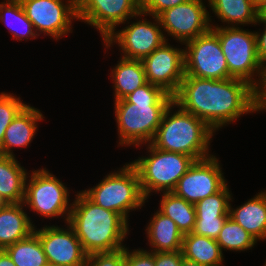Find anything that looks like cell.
I'll list each match as a JSON object with an SVG mask.
<instances>
[{
  "label": "cell",
  "instance_id": "cell-1",
  "mask_svg": "<svg viewBox=\"0 0 266 266\" xmlns=\"http://www.w3.org/2000/svg\"><path fill=\"white\" fill-rule=\"evenodd\" d=\"M173 102L215 132L241 115L257 111L255 89L236 78L216 80L184 76Z\"/></svg>",
  "mask_w": 266,
  "mask_h": 266
},
{
  "label": "cell",
  "instance_id": "cell-2",
  "mask_svg": "<svg viewBox=\"0 0 266 266\" xmlns=\"http://www.w3.org/2000/svg\"><path fill=\"white\" fill-rule=\"evenodd\" d=\"M173 95L160 86L147 82L142 87L115 101V117L121 146L151 143Z\"/></svg>",
  "mask_w": 266,
  "mask_h": 266
},
{
  "label": "cell",
  "instance_id": "cell-3",
  "mask_svg": "<svg viewBox=\"0 0 266 266\" xmlns=\"http://www.w3.org/2000/svg\"><path fill=\"white\" fill-rule=\"evenodd\" d=\"M68 224L74 229L87 255L125 248L128 222L118 213L92 202L82 191L72 202Z\"/></svg>",
  "mask_w": 266,
  "mask_h": 266
},
{
  "label": "cell",
  "instance_id": "cell-4",
  "mask_svg": "<svg viewBox=\"0 0 266 266\" xmlns=\"http://www.w3.org/2000/svg\"><path fill=\"white\" fill-rule=\"evenodd\" d=\"M175 106L173 102L164 112L151 144L159 150L182 153L195 160L209 157V145L215 131L178 106L179 109L172 114Z\"/></svg>",
  "mask_w": 266,
  "mask_h": 266
},
{
  "label": "cell",
  "instance_id": "cell-5",
  "mask_svg": "<svg viewBox=\"0 0 266 266\" xmlns=\"http://www.w3.org/2000/svg\"><path fill=\"white\" fill-rule=\"evenodd\" d=\"M150 156L130 162L137 170L141 190L146 199L151 192H172L179 179L188 171L195 159L189 155L175 153L147 145Z\"/></svg>",
  "mask_w": 266,
  "mask_h": 266
},
{
  "label": "cell",
  "instance_id": "cell-6",
  "mask_svg": "<svg viewBox=\"0 0 266 266\" xmlns=\"http://www.w3.org/2000/svg\"><path fill=\"white\" fill-rule=\"evenodd\" d=\"M82 192L95 204L120 214L127 222L129 211L141 208L147 200L141 190L138 172L131 163Z\"/></svg>",
  "mask_w": 266,
  "mask_h": 266
},
{
  "label": "cell",
  "instance_id": "cell-7",
  "mask_svg": "<svg viewBox=\"0 0 266 266\" xmlns=\"http://www.w3.org/2000/svg\"><path fill=\"white\" fill-rule=\"evenodd\" d=\"M211 29L218 35L230 76L246 81L255 89L263 69L257 54L256 33L240 29L237 25H213ZM254 73L259 75L258 80L254 79Z\"/></svg>",
  "mask_w": 266,
  "mask_h": 266
},
{
  "label": "cell",
  "instance_id": "cell-8",
  "mask_svg": "<svg viewBox=\"0 0 266 266\" xmlns=\"http://www.w3.org/2000/svg\"><path fill=\"white\" fill-rule=\"evenodd\" d=\"M29 177L31 179L26 180L24 205L45 218L66 215L65 221L68 223L72 204L68 202L69 192L64 183L43 168L32 171Z\"/></svg>",
  "mask_w": 266,
  "mask_h": 266
},
{
  "label": "cell",
  "instance_id": "cell-9",
  "mask_svg": "<svg viewBox=\"0 0 266 266\" xmlns=\"http://www.w3.org/2000/svg\"><path fill=\"white\" fill-rule=\"evenodd\" d=\"M184 44L185 76L216 80L232 78L218 35L212 29Z\"/></svg>",
  "mask_w": 266,
  "mask_h": 266
},
{
  "label": "cell",
  "instance_id": "cell-10",
  "mask_svg": "<svg viewBox=\"0 0 266 266\" xmlns=\"http://www.w3.org/2000/svg\"><path fill=\"white\" fill-rule=\"evenodd\" d=\"M77 13V20L95 27L103 40L127 19L145 15L140 0H81Z\"/></svg>",
  "mask_w": 266,
  "mask_h": 266
},
{
  "label": "cell",
  "instance_id": "cell-11",
  "mask_svg": "<svg viewBox=\"0 0 266 266\" xmlns=\"http://www.w3.org/2000/svg\"><path fill=\"white\" fill-rule=\"evenodd\" d=\"M156 23L139 20L123 28L121 31L116 29L103 41L106 47L118 43L122 50V58L142 60L150 55L155 49L168 41L161 30L160 22L157 17L152 16ZM146 20V21H145Z\"/></svg>",
  "mask_w": 266,
  "mask_h": 266
},
{
  "label": "cell",
  "instance_id": "cell-12",
  "mask_svg": "<svg viewBox=\"0 0 266 266\" xmlns=\"http://www.w3.org/2000/svg\"><path fill=\"white\" fill-rule=\"evenodd\" d=\"M24 0L21 4L36 33L58 40L72 32V19H78L77 4L72 0ZM38 30V32H37Z\"/></svg>",
  "mask_w": 266,
  "mask_h": 266
},
{
  "label": "cell",
  "instance_id": "cell-13",
  "mask_svg": "<svg viewBox=\"0 0 266 266\" xmlns=\"http://www.w3.org/2000/svg\"><path fill=\"white\" fill-rule=\"evenodd\" d=\"M210 17L202 0H189L157 16L162 29L181 43L208 32L212 26Z\"/></svg>",
  "mask_w": 266,
  "mask_h": 266
},
{
  "label": "cell",
  "instance_id": "cell-14",
  "mask_svg": "<svg viewBox=\"0 0 266 266\" xmlns=\"http://www.w3.org/2000/svg\"><path fill=\"white\" fill-rule=\"evenodd\" d=\"M220 163L214 155L195 160L172 191L191 204L219 192L225 185Z\"/></svg>",
  "mask_w": 266,
  "mask_h": 266
},
{
  "label": "cell",
  "instance_id": "cell-15",
  "mask_svg": "<svg viewBox=\"0 0 266 266\" xmlns=\"http://www.w3.org/2000/svg\"><path fill=\"white\" fill-rule=\"evenodd\" d=\"M147 82L160 86L174 95L185 76L184 49L164 42L142 60Z\"/></svg>",
  "mask_w": 266,
  "mask_h": 266
},
{
  "label": "cell",
  "instance_id": "cell-16",
  "mask_svg": "<svg viewBox=\"0 0 266 266\" xmlns=\"http://www.w3.org/2000/svg\"><path fill=\"white\" fill-rule=\"evenodd\" d=\"M67 229L58 226L42 227L34 232L40 239L49 265L85 266L87 254L76 237L74 229L67 223Z\"/></svg>",
  "mask_w": 266,
  "mask_h": 266
},
{
  "label": "cell",
  "instance_id": "cell-17",
  "mask_svg": "<svg viewBox=\"0 0 266 266\" xmlns=\"http://www.w3.org/2000/svg\"><path fill=\"white\" fill-rule=\"evenodd\" d=\"M44 117L42 113L30 105H26L5 130L0 154L15 157L12 147H27L37 131V121Z\"/></svg>",
  "mask_w": 266,
  "mask_h": 266
},
{
  "label": "cell",
  "instance_id": "cell-18",
  "mask_svg": "<svg viewBox=\"0 0 266 266\" xmlns=\"http://www.w3.org/2000/svg\"><path fill=\"white\" fill-rule=\"evenodd\" d=\"M24 203H6L0 208V249H5L34 232V224L24 212Z\"/></svg>",
  "mask_w": 266,
  "mask_h": 266
},
{
  "label": "cell",
  "instance_id": "cell-19",
  "mask_svg": "<svg viewBox=\"0 0 266 266\" xmlns=\"http://www.w3.org/2000/svg\"><path fill=\"white\" fill-rule=\"evenodd\" d=\"M229 216L256 240H265L266 192L261 191L236 209L230 204Z\"/></svg>",
  "mask_w": 266,
  "mask_h": 266
},
{
  "label": "cell",
  "instance_id": "cell-20",
  "mask_svg": "<svg viewBox=\"0 0 266 266\" xmlns=\"http://www.w3.org/2000/svg\"><path fill=\"white\" fill-rule=\"evenodd\" d=\"M150 252L182 251L183 233L176 223L159 210L154 213L146 228Z\"/></svg>",
  "mask_w": 266,
  "mask_h": 266
},
{
  "label": "cell",
  "instance_id": "cell-21",
  "mask_svg": "<svg viewBox=\"0 0 266 266\" xmlns=\"http://www.w3.org/2000/svg\"><path fill=\"white\" fill-rule=\"evenodd\" d=\"M27 172L15 157L0 154V200L6 203H23Z\"/></svg>",
  "mask_w": 266,
  "mask_h": 266
},
{
  "label": "cell",
  "instance_id": "cell-22",
  "mask_svg": "<svg viewBox=\"0 0 266 266\" xmlns=\"http://www.w3.org/2000/svg\"><path fill=\"white\" fill-rule=\"evenodd\" d=\"M182 254L187 260L203 266H222L223 253L215 239L195 233L183 236Z\"/></svg>",
  "mask_w": 266,
  "mask_h": 266
},
{
  "label": "cell",
  "instance_id": "cell-23",
  "mask_svg": "<svg viewBox=\"0 0 266 266\" xmlns=\"http://www.w3.org/2000/svg\"><path fill=\"white\" fill-rule=\"evenodd\" d=\"M118 62L111 73L114 83V101L124 99L147 83L141 60L120 58Z\"/></svg>",
  "mask_w": 266,
  "mask_h": 266
},
{
  "label": "cell",
  "instance_id": "cell-24",
  "mask_svg": "<svg viewBox=\"0 0 266 266\" xmlns=\"http://www.w3.org/2000/svg\"><path fill=\"white\" fill-rule=\"evenodd\" d=\"M214 14L229 27L236 24H256L261 12L254 6L252 0H208ZM230 23V24H229ZM235 24V25H234Z\"/></svg>",
  "mask_w": 266,
  "mask_h": 266
},
{
  "label": "cell",
  "instance_id": "cell-25",
  "mask_svg": "<svg viewBox=\"0 0 266 266\" xmlns=\"http://www.w3.org/2000/svg\"><path fill=\"white\" fill-rule=\"evenodd\" d=\"M159 211L171 218L183 235L193 232L196 221L194 204L176 196L173 192H163Z\"/></svg>",
  "mask_w": 266,
  "mask_h": 266
},
{
  "label": "cell",
  "instance_id": "cell-26",
  "mask_svg": "<svg viewBox=\"0 0 266 266\" xmlns=\"http://www.w3.org/2000/svg\"><path fill=\"white\" fill-rule=\"evenodd\" d=\"M16 266H49L35 232L4 249Z\"/></svg>",
  "mask_w": 266,
  "mask_h": 266
},
{
  "label": "cell",
  "instance_id": "cell-27",
  "mask_svg": "<svg viewBox=\"0 0 266 266\" xmlns=\"http://www.w3.org/2000/svg\"><path fill=\"white\" fill-rule=\"evenodd\" d=\"M10 17H12L11 20ZM0 21L9 27V32L12 33L13 38L16 40L36 39L39 36L34 29L33 23L27 18L21 3L6 1L0 3Z\"/></svg>",
  "mask_w": 266,
  "mask_h": 266
},
{
  "label": "cell",
  "instance_id": "cell-28",
  "mask_svg": "<svg viewBox=\"0 0 266 266\" xmlns=\"http://www.w3.org/2000/svg\"><path fill=\"white\" fill-rule=\"evenodd\" d=\"M221 250L244 251L251 249L257 240L230 216L226 219L216 239Z\"/></svg>",
  "mask_w": 266,
  "mask_h": 266
},
{
  "label": "cell",
  "instance_id": "cell-29",
  "mask_svg": "<svg viewBox=\"0 0 266 266\" xmlns=\"http://www.w3.org/2000/svg\"><path fill=\"white\" fill-rule=\"evenodd\" d=\"M227 184L213 195H210L195 206L196 216H229L231 194Z\"/></svg>",
  "mask_w": 266,
  "mask_h": 266
},
{
  "label": "cell",
  "instance_id": "cell-30",
  "mask_svg": "<svg viewBox=\"0 0 266 266\" xmlns=\"http://www.w3.org/2000/svg\"><path fill=\"white\" fill-rule=\"evenodd\" d=\"M26 105L20 98L10 93L2 92L0 94V146L3 142L6 128Z\"/></svg>",
  "mask_w": 266,
  "mask_h": 266
},
{
  "label": "cell",
  "instance_id": "cell-31",
  "mask_svg": "<svg viewBox=\"0 0 266 266\" xmlns=\"http://www.w3.org/2000/svg\"><path fill=\"white\" fill-rule=\"evenodd\" d=\"M228 217L229 216H196L193 233L216 240Z\"/></svg>",
  "mask_w": 266,
  "mask_h": 266
},
{
  "label": "cell",
  "instance_id": "cell-32",
  "mask_svg": "<svg viewBox=\"0 0 266 266\" xmlns=\"http://www.w3.org/2000/svg\"><path fill=\"white\" fill-rule=\"evenodd\" d=\"M125 248L87 255L85 266H124Z\"/></svg>",
  "mask_w": 266,
  "mask_h": 266
},
{
  "label": "cell",
  "instance_id": "cell-33",
  "mask_svg": "<svg viewBox=\"0 0 266 266\" xmlns=\"http://www.w3.org/2000/svg\"><path fill=\"white\" fill-rule=\"evenodd\" d=\"M189 0H140V11L145 15L157 17L166 9L183 4Z\"/></svg>",
  "mask_w": 266,
  "mask_h": 266
},
{
  "label": "cell",
  "instance_id": "cell-34",
  "mask_svg": "<svg viewBox=\"0 0 266 266\" xmlns=\"http://www.w3.org/2000/svg\"><path fill=\"white\" fill-rule=\"evenodd\" d=\"M124 266H155L154 252L143 249H135L132 252L125 248Z\"/></svg>",
  "mask_w": 266,
  "mask_h": 266
},
{
  "label": "cell",
  "instance_id": "cell-35",
  "mask_svg": "<svg viewBox=\"0 0 266 266\" xmlns=\"http://www.w3.org/2000/svg\"><path fill=\"white\" fill-rule=\"evenodd\" d=\"M182 251L154 252L155 266H181Z\"/></svg>",
  "mask_w": 266,
  "mask_h": 266
},
{
  "label": "cell",
  "instance_id": "cell-36",
  "mask_svg": "<svg viewBox=\"0 0 266 266\" xmlns=\"http://www.w3.org/2000/svg\"><path fill=\"white\" fill-rule=\"evenodd\" d=\"M257 23H264V31L263 33L255 32L257 38V54L259 61L263 66L266 65V13H261Z\"/></svg>",
  "mask_w": 266,
  "mask_h": 266
},
{
  "label": "cell",
  "instance_id": "cell-37",
  "mask_svg": "<svg viewBox=\"0 0 266 266\" xmlns=\"http://www.w3.org/2000/svg\"><path fill=\"white\" fill-rule=\"evenodd\" d=\"M255 105L257 111L266 110V65L263 66L260 82L255 88Z\"/></svg>",
  "mask_w": 266,
  "mask_h": 266
},
{
  "label": "cell",
  "instance_id": "cell-38",
  "mask_svg": "<svg viewBox=\"0 0 266 266\" xmlns=\"http://www.w3.org/2000/svg\"><path fill=\"white\" fill-rule=\"evenodd\" d=\"M0 266H16L4 249H0Z\"/></svg>",
  "mask_w": 266,
  "mask_h": 266
},
{
  "label": "cell",
  "instance_id": "cell-39",
  "mask_svg": "<svg viewBox=\"0 0 266 266\" xmlns=\"http://www.w3.org/2000/svg\"><path fill=\"white\" fill-rule=\"evenodd\" d=\"M252 3L261 13H266V0H252Z\"/></svg>",
  "mask_w": 266,
  "mask_h": 266
},
{
  "label": "cell",
  "instance_id": "cell-40",
  "mask_svg": "<svg viewBox=\"0 0 266 266\" xmlns=\"http://www.w3.org/2000/svg\"><path fill=\"white\" fill-rule=\"evenodd\" d=\"M181 266H203V265H200L197 262H193V261L187 260V259H185L183 257L182 260H181Z\"/></svg>",
  "mask_w": 266,
  "mask_h": 266
},
{
  "label": "cell",
  "instance_id": "cell-41",
  "mask_svg": "<svg viewBox=\"0 0 266 266\" xmlns=\"http://www.w3.org/2000/svg\"><path fill=\"white\" fill-rule=\"evenodd\" d=\"M24 0H6V2H18V3H22Z\"/></svg>",
  "mask_w": 266,
  "mask_h": 266
},
{
  "label": "cell",
  "instance_id": "cell-42",
  "mask_svg": "<svg viewBox=\"0 0 266 266\" xmlns=\"http://www.w3.org/2000/svg\"><path fill=\"white\" fill-rule=\"evenodd\" d=\"M75 4H78L81 0H72Z\"/></svg>",
  "mask_w": 266,
  "mask_h": 266
},
{
  "label": "cell",
  "instance_id": "cell-43",
  "mask_svg": "<svg viewBox=\"0 0 266 266\" xmlns=\"http://www.w3.org/2000/svg\"><path fill=\"white\" fill-rule=\"evenodd\" d=\"M3 204H4V203L0 200V208L3 206Z\"/></svg>",
  "mask_w": 266,
  "mask_h": 266
}]
</instances>
